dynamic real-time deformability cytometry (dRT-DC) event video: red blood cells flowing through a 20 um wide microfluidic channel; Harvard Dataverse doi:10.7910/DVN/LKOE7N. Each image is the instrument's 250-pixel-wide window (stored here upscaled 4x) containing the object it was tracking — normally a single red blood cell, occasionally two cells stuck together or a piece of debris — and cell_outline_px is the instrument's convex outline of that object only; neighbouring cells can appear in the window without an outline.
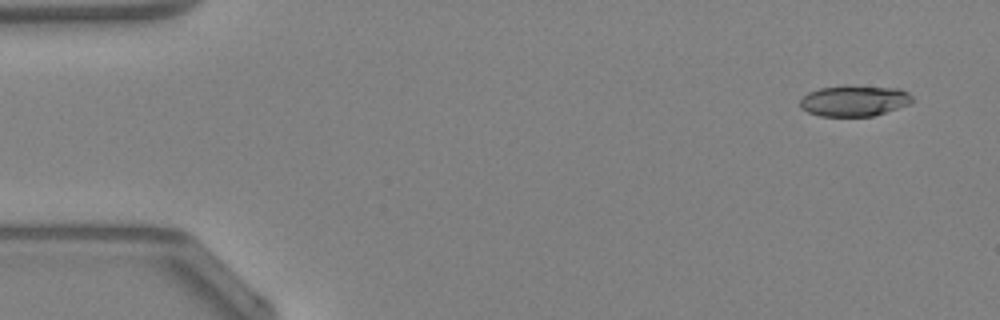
{"species": "Egyptian fruit bat (a non-hibernating species)", "species_latin": "Rousettus aegyptiacus", "temperature_condition": "warm", "stored_images_in_passage": 46, "camera_frame_rate_fps": 3000, "um_per_image_px": 0.085, "animal": {"sex": "female"}, "frame": {"image": 1, "passage_image": 1, "time_ms": 0.0, "image_size_px": [1000, 320], "cell_outline_px": [[912, 100], [908, 104], [872, 116], [820, 116], [808, 112], [800, 108], [800, 100], [808, 92], [820, 88], [844, 84], [900, 88], [908, 92], [912, 96]], "centroid_in_image_um": [72.58, 8.54], "position_along_channel_um": 12.4, "area_um2": 20.4}}
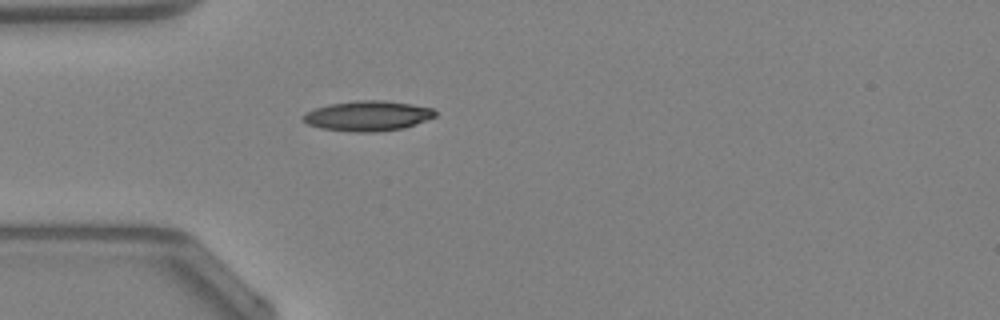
{"frame": {"image": 2, "passage_image": 12, "time_ms": 3.667, "image_size_px": [1000, 320], "cell_outline_px": [[436, 116], [416, 124], [404, 128], [376, 132], [352, 132], [320, 128], [308, 124], [300, 120], [300, 116], [304, 112], [328, 104], [356, 100], [384, 100], [412, 104], [432, 108], [436, 112]], "centroid_in_image_um": [31.21, 9.85], "position_along_channel_um": 53.8, "area_um2": 23.47}}
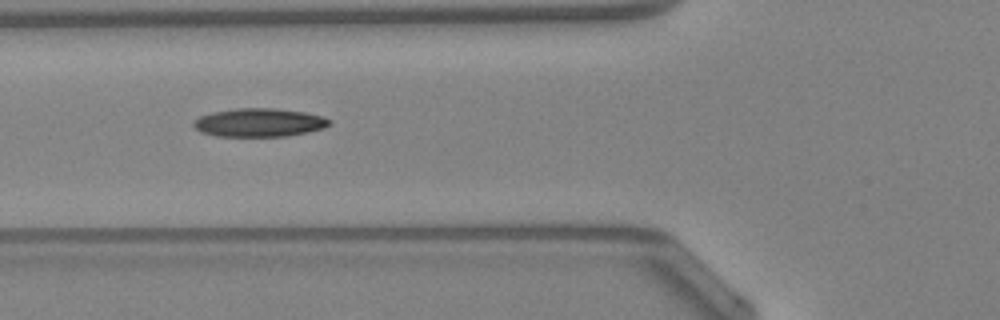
{"frame": {"image": 3, "passage_image": 16, "time_ms": 5.0, "image_size_px": [1000, 320], "cell_outline_px": [[332, 124], [324, 128], [308, 132], [288, 136], [216, 136], [200, 132], [192, 124], [200, 116], [212, 112], [236, 108], [276, 108], [304, 112], [324, 116], [332, 120]], "centroid_in_image_um": [22.08, 10.41], "position_along_channel_um": 103.7, "area_um2": 22.66}}